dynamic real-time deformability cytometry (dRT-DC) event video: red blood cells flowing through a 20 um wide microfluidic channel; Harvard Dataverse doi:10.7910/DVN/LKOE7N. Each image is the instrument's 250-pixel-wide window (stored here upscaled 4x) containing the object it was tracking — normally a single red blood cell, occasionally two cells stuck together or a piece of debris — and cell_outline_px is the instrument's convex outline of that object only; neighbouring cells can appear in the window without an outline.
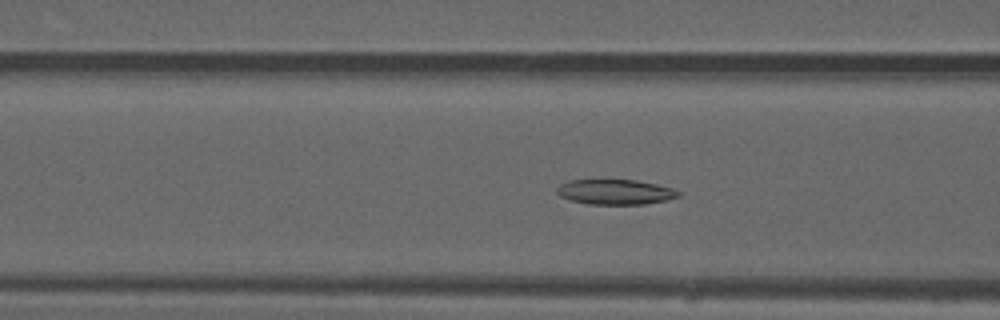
{"species": "common noctule bat (a hibernating species)", "species_latin": "Nyctalus noctula", "temperature_condition": "warm", "stored_images_in_passage": 35, "camera_frame_rate_fps": 3000, "um_per_image_px": 0.085, "animal": {"sex": "male", "forearm_length_mm": 52.5}, "frame": {"image": 1, "passage_image": 4, "time_ms": 1.0, "image_size_px": [1000, 320], "cell_outline_px": [[680, 196], [664, 200], [644, 204], [588, 204], [572, 200], [560, 196], [556, 192], [556, 188], [560, 184], [568, 180], [636, 180], [656, 184], [672, 188], [680, 192]], "centroid_in_image_um": [52.27, 16.31], "position_along_channel_um": 114.3, "area_um2": 17.63}}
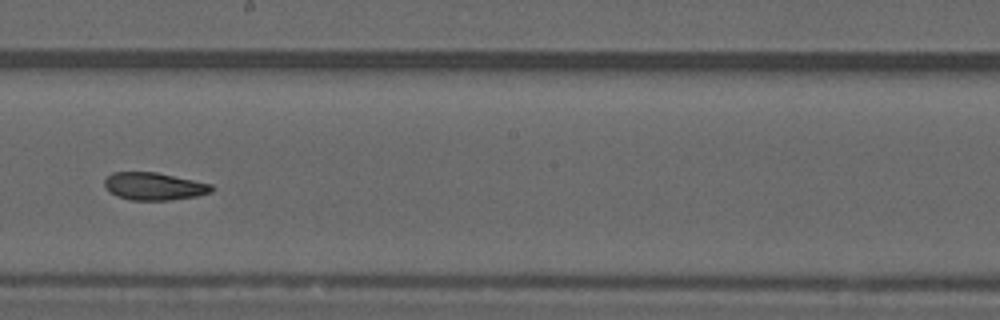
{"frame": {"image": 2, "passage_image": 13, "time_ms": 4.0, "image_size_px": [1000, 320], "cell_outline_px": [[216, 188], [212, 192], [196, 196], [172, 200], [132, 200], [116, 196], [108, 192], [104, 184], [104, 180], [112, 172], [156, 172], [212, 184]], "centroid_in_image_um": [13.1, 15.84], "position_along_channel_um": 235.1, "area_um2": 17.34}}
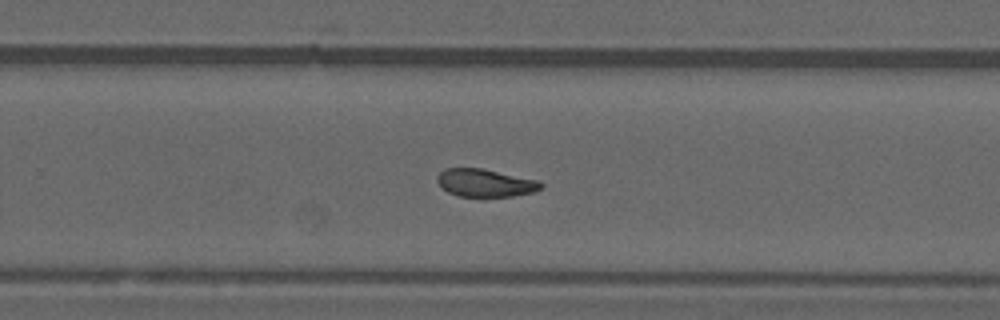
{"frame": {"image": 3, "passage_image": 17, "time_ms": 5.333, "image_size_px": [1000, 320], "cell_outline_px": [[544, 188], [536, 192], [512, 196], [460, 196], [448, 192], [436, 180], [436, 176], [444, 168], [480, 168], [540, 180], [544, 184]], "centroid_in_image_um": [41.3, 15.54], "position_along_channel_um": 288.5, "area_um2": 16.88}, "authors_computed_cell_mechanics": {"area_um2": 17.6868, "velocity_mm_per_s": 4.0345, "shape_relaxation_time_tau1_ms": null, "shape_relaxation_time_tau2_ms": 1.695, "deformation_change_tau1": null, "deformation_change_tau2": 0.0762}}